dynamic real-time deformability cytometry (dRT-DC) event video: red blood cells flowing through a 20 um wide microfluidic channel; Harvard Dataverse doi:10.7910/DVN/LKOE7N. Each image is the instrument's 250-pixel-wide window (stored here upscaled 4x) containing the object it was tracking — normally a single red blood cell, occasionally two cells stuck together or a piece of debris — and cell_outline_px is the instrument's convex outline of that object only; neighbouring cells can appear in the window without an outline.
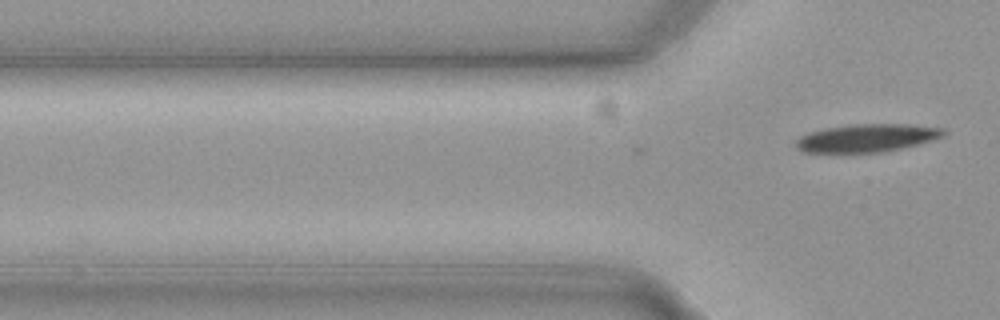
{"species": "common noctule bat (a hibernating species)", "species_latin": "Nyctalus noctula", "temperature_condition": "cold", "stored_images_in_passage": 3, "camera_frame_rate_fps": 3000, "um_per_image_px": 0.085, "animal": {"sex": "female", "body_mass_g": 19.3, "forearm_length_mm": 54.1}, "frame": {"image": 1, "passage_image": 3, "time_ms": 0.667, "image_size_px": [1000, 320], "cell_outline_px": [[948, 132], [944, 136], [932, 140], [900, 148], [880, 152], [804, 152], [796, 144], [796, 140], [800, 136], [808, 132], [824, 128], [852, 124], [908, 124], [944, 128]], "centroid_in_image_um": [73.71, 11.71], "position_along_channel_um": 52.1, "area_um2": 23.87}}